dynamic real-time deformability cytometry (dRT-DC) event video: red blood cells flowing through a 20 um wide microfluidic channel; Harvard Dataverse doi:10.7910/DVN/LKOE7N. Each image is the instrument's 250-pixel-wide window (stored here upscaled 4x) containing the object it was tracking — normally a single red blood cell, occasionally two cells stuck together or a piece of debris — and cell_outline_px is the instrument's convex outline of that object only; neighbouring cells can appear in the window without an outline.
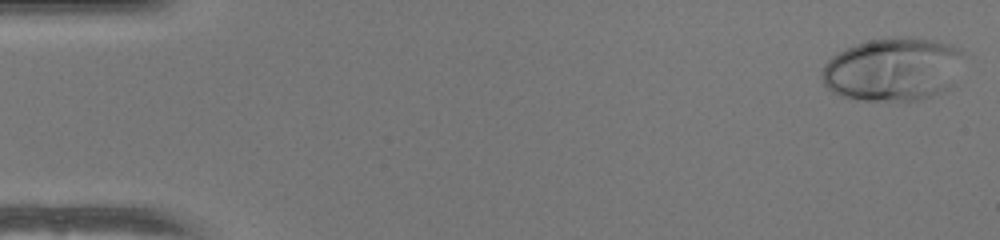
{"species": "human", "species_latin": "Homo sapiens", "temperature_condition": "warm", "stored_images_in_passage": 50, "camera_frame_rate_fps": 3000, "um_per_image_px": 0.085, "donor": {"sex": "female"}, "frame": {"image": 1, "passage_image": 1, "time_ms": 0.0, "image_size_px": [1000, 240], "cell_outline_px": [[964, 52], [956, 84], [948, 88], [928, 96], [916, 100], [868, 100], [844, 96], [832, 92], [824, 84], [820, 76], [820, 72], [824, 64], [832, 56], [856, 44], [872, 40], [892, 36], [912, 36], [932, 40], [948, 44], [960, 48]], "centroid_in_image_um": [75.92, 5.86], "position_along_channel_um": 9.1, "area_um2": 52.48}}
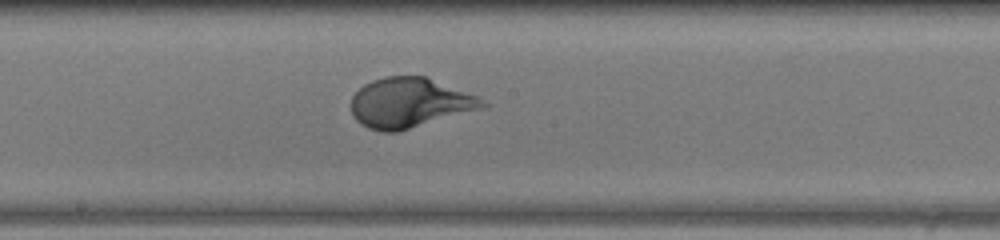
{"frame": {"image": 2, "passage_image": 27, "time_ms": 8.667, "image_size_px": [1000, 240], "cell_outline_px": [[488, 108], [396, 132], [384, 132], [368, 128], [360, 124], [352, 116], [352, 96], [364, 84], [372, 80], [384, 76], [424, 76], [480, 96], [488, 104]], "centroid_in_image_um": [34.87, 8.75], "position_along_channel_um": 213.3, "area_um2": 38.61}}
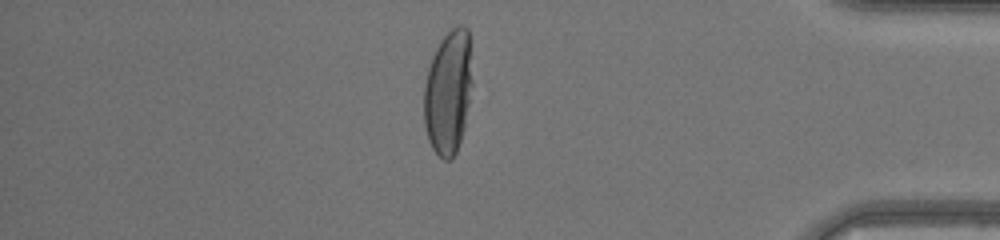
{"frame": {"image": 3, "passage_image": 43, "time_ms": 14.0, "image_size_px": [1000, 240], "cell_outline_px": [[472, 84], [464, 128], [456, 152], [452, 160], [444, 160], [432, 148], [428, 140], [424, 124], [424, 84], [428, 68], [432, 56], [440, 40], [452, 28], [460, 24], [468, 28], [472, 80]], "centroid_in_image_um": [38.09, 7.83], "position_along_channel_um": 397.1, "area_um2": 35.03}, "authors_computed_cell_mechanics": {"area_um2": 38.3503, "velocity_mm_per_s": 4.0826, "shape_relaxation_time_tau1_ms": 3.7101, "shape_relaxation_time_tau2_ms": null, "deformation_change_tau1": 0.2372, "deformation_change_tau2": null}}